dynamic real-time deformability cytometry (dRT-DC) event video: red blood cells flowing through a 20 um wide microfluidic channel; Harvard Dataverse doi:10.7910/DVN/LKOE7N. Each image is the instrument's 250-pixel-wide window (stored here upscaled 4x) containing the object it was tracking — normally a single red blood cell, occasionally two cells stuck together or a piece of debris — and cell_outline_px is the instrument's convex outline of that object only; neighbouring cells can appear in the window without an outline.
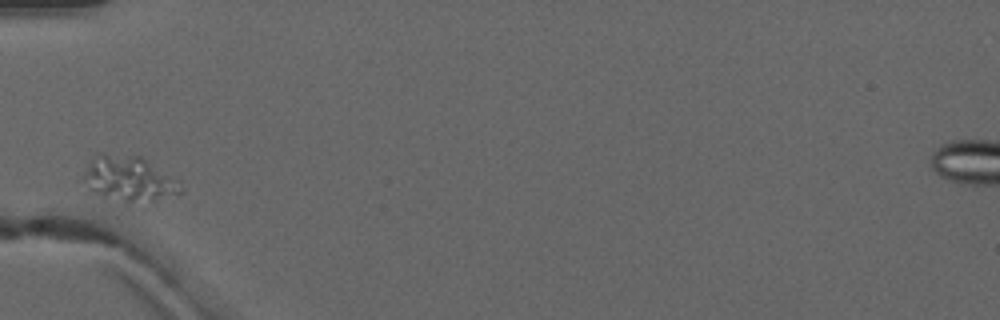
{"species": "common noctule bat (a hibernating species)", "species_latin": "Nyctalus noctula", "temperature_condition": "warm", "stored_images_in_passage": 4, "camera_frame_rate_fps": 3000, "um_per_image_px": 0.085, "animal": {"sex": "male", "forearm_length_mm": 52.5}, "frame": {"image": 1, "passage_image": 1, "time_ms": 0.0, "image_size_px": [1000, 320], "cell_outline_px": [[180, 192], [152, 200], [128, 204], [124, 204], [104, 200], [88, 192], [80, 180], [80, 176], [88, 164], [100, 152], [104, 152], [140, 156], [180, 180]], "centroid_in_image_um": [10.82, 15.23], "position_along_channel_um": 74.2, "area_um2": 26.65}}
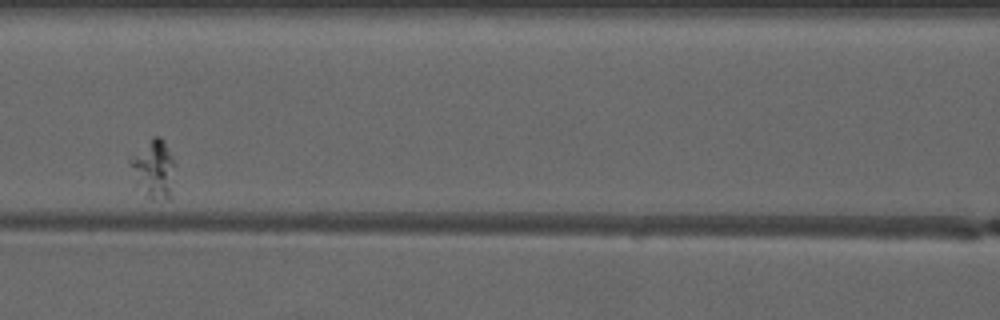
{"frame": {"image": 2, "passage_image": 3, "time_ms": 2.333, "image_size_px": [1000, 320], "cell_outline_px": [[176, 168], [168, 196], [152, 200], [136, 184], [128, 164], [128, 160], [152, 136], [160, 136], [164, 140], [176, 164]], "centroid_in_image_um": [13.04, 14.29], "position_along_channel_um": 153.6, "area_um2": 14.97}}
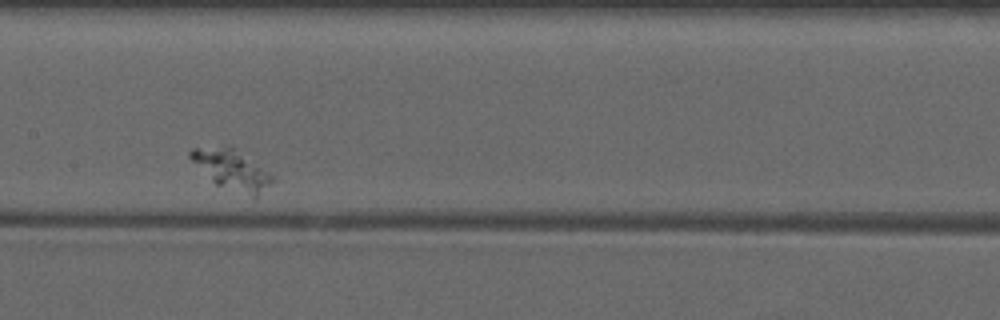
{"frame": {"image": 3, "passage_image": 4, "time_ms": 3.333, "image_size_px": [1000, 320], "cell_outline_px": [[280, 180], [256, 200], [216, 184], [188, 156], [188, 152], [192, 148], [228, 144], [232, 144]], "centroid_in_image_um": [19.84, 14.44], "position_along_channel_um": 187.6, "area_um2": 20.17}}